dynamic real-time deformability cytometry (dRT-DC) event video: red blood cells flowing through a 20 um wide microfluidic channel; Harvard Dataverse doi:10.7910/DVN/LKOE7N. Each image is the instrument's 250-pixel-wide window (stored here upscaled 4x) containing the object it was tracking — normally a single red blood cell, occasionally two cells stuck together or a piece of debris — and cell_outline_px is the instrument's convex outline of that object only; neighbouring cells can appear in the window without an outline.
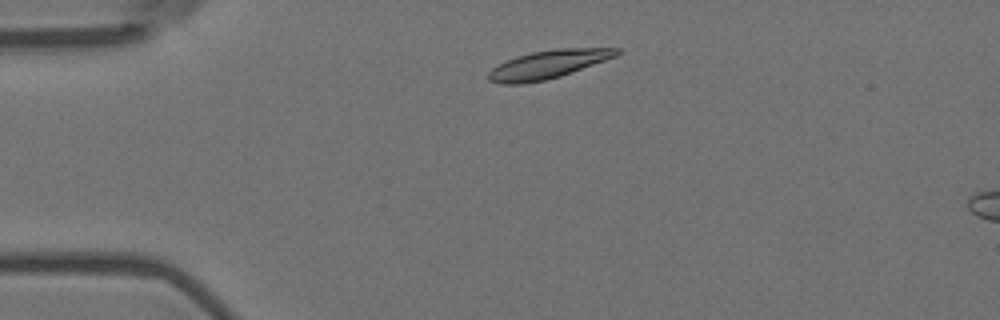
{"species": "Egyptian fruit bat (a non-hibernating species)", "species_latin": "Rousettus aegyptiacus", "temperature_condition": "room temperature", "stored_images_in_passage": 5, "camera_frame_rate_fps": 3000, "um_per_image_px": 0.085, "animal": {"sex": "female"}, "frame": {"image": 1, "passage_image": 2, "time_ms": 0.333, "image_size_px": [1000, 320], "cell_outline_px": [[620, 52], [616, 56], [560, 76], [544, 80], [524, 84], [500, 84], [488, 80], [488, 72], [492, 68], [516, 56], [532, 52], [556, 48], [620, 48]], "centroid_in_image_um": [46.55, 5.48], "position_along_channel_um": 38.4, "area_um2": 20.92}}